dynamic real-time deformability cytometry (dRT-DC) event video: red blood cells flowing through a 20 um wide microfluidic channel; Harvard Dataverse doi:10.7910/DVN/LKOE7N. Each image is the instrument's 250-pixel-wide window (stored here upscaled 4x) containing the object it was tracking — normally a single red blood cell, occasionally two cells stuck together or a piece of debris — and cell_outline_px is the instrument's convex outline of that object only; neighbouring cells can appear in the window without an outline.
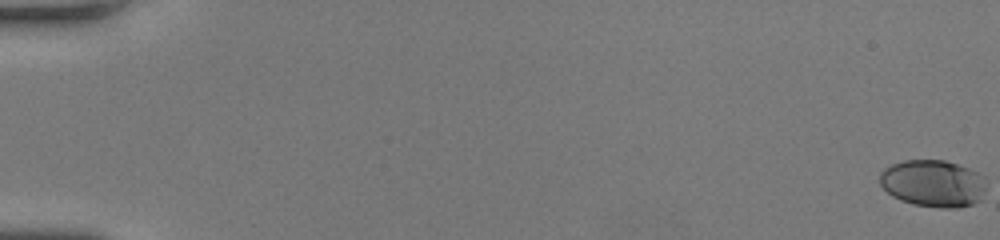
{"species": "human", "species_latin": "Homo sapiens", "temperature_condition": "room temperature", "stored_images_in_passage": 52, "camera_frame_rate_fps": 3000, "um_per_image_px": 0.085, "donor": {"sex": "female"}, "frame": {"image": 1, "passage_image": 1, "time_ms": 0.0, "image_size_px": [1000, 240], "cell_outline_px": [[984, 192], [980, 200], [972, 204], [960, 208], [940, 208], [912, 204], [900, 200], [892, 196], [880, 184], [880, 172], [884, 168], [892, 164], [904, 160], [944, 160], [968, 168], [984, 176]], "centroid_in_image_um": [79.3, 15.6], "position_along_channel_um": 5.7, "area_um2": 29.25}}
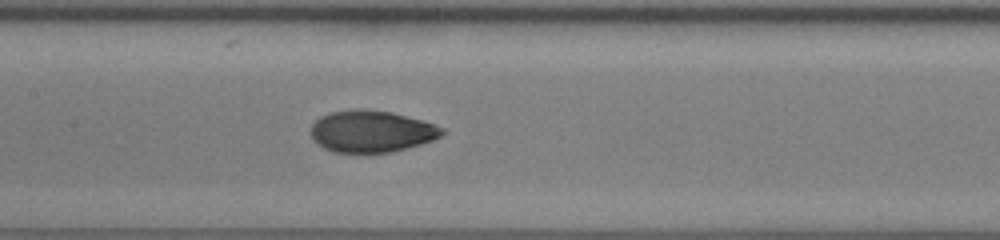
{"frame": {"image": 2, "passage_image": 28, "time_ms": 9.0, "image_size_px": [1000, 240], "cell_outline_px": [[448, 132], [432, 140], [420, 144], [392, 152], [360, 156], [332, 152], [316, 144], [312, 140], [312, 124], [320, 116], [328, 112], [360, 108], [392, 112], [420, 120], [444, 128]], "centroid_in_image_um": [31.53, 11.21], "position_along_channel_um": 175.9, "area_um2": 32.83}}
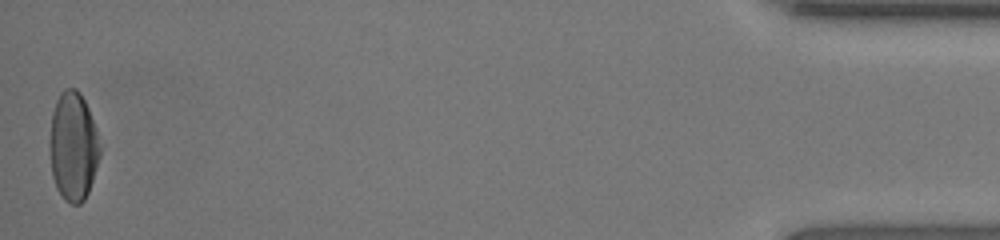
{"frame": {"image": 3, "passage_image": 52, "time_ms": 17.0, "image_size_px": [1000, 240], "cell_outline_px": [[100, 156], [88, 192], [84, 200], [80, 204], [72, 204], [64, 200], [56, 188], [52, 176], [48, 144], [48, 140], [52, 112], [56, 100], [60, 92], [64, 88], [76, 88], [80, 92], [88, 108], [96, 128], [100, 148]], "centroid_in_image_um": [6.19, 12.43], "position_along_channel_um": 429.0, "area_um2": 32.25}, "authors_computed_cell_mechanics": {"area_um2": 31.2987, "velocity_mm_per_s": 4.2583, "shape_relaxation_time_tau1_ms": 4.802, "shape_relaxation_time_tau2_ms": 0.798, "deformation_change_tau1": 0.2081, "deformation_change_tau2": 0.0464}}